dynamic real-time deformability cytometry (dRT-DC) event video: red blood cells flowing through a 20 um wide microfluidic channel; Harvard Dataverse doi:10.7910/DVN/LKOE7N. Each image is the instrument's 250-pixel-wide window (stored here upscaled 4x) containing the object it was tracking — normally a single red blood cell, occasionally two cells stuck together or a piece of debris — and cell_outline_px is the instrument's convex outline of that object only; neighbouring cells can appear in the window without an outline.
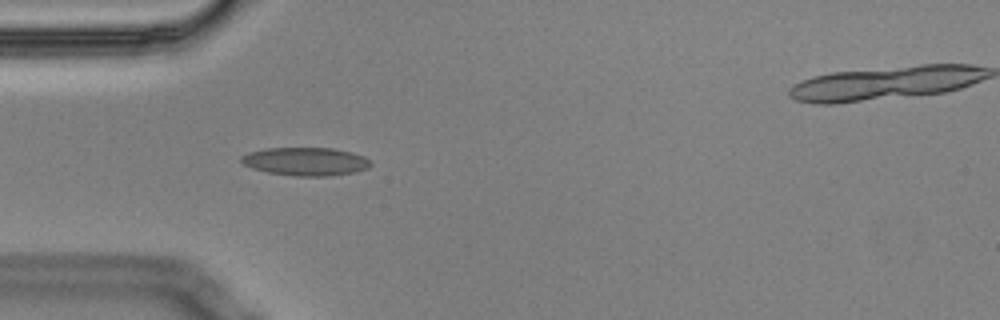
{"species": "Egyptian fruit bat (a non-hibernating species)", "species_latin": "Rousettus aegyptiacus", "temperature_condition": "cold", "stored_images_in_passage": 5, "camera_frame_rate_fps": 3000, "um_per_image_px": 0.085, "animal": {"sex": "male"}, "frame": {"image": 1, "passage_image": 4, "time_ms": 1.0, "image_size_px": [1000, 320], "cell_outline_px": [[372, 164], [368, 168], [352, 172], [324, 176], [296, 176], [268, 172], [252, 168], [244, 164], [240, 160], [240, 156], [248, 152], [268, 148], [332, 148], [352, 152], [364, 156], [372, 160]], "centroid_in_image_um": [25.99, 13.71], "position_along_channel_um": 59.0, "area_um2": 21.21}}